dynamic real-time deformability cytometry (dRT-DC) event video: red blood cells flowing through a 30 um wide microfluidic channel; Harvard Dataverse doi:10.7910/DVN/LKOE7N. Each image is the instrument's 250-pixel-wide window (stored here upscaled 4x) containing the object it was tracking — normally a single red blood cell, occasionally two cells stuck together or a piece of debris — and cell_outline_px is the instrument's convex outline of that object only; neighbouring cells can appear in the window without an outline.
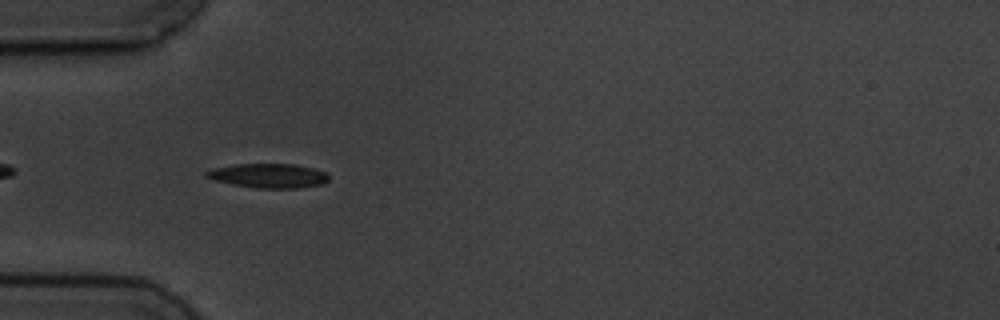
{"species": "common noctule bat (a hibernating species)", "species_latin": "Nyctalus noctula", "temperature_condition": "cold", "stored_images_in_passage": 6, "segment_of_instrument_passage": [2, 2], "camera_frame_rate_fps": 3000, "um_per_image_px": 0.085, "animal": {"sex": "male", "body_mass_g": 19.5, "forearm_length_mm": 54.6}, "frame": {"image": 1, "passage_image": 5, "time_ms": 5.667, "image_size_px": [1000, 320], "cell_outline_px": [[328, 180], [320, 184], [296, 188], [256, 188], [216, 180], [204, 176], [204, 172], [212, 168], [236, 164], [296, 164], [312, 168], [324, 172], [328, 176]], "centroid_in_image_um": [22.79, 14.92], "position_along_channel_um": 62.2, "area_um2": 17.05}}
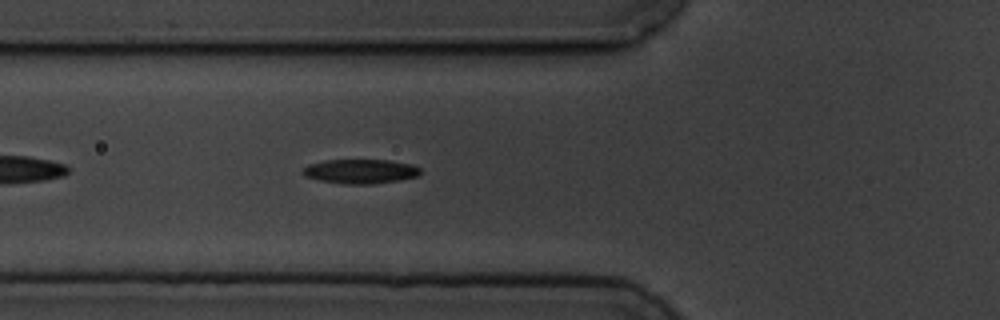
{"frame": {"image": 2, "passage_image": 6, "time_ms": 6.667, "image_size_px": [1000, 320], "cell_outline_px": [[420, 176], [400, 180], [376, 184], [344, 184], [320, 180], [304, 176], [300, 172], [308, 164], [324, 160], [388, 160], [412, 164], [420, 168]], "centroid_in_image_um": [30.64, 14.57], "position_along_channel_um": 95.2, "area_um2": 16.88}}